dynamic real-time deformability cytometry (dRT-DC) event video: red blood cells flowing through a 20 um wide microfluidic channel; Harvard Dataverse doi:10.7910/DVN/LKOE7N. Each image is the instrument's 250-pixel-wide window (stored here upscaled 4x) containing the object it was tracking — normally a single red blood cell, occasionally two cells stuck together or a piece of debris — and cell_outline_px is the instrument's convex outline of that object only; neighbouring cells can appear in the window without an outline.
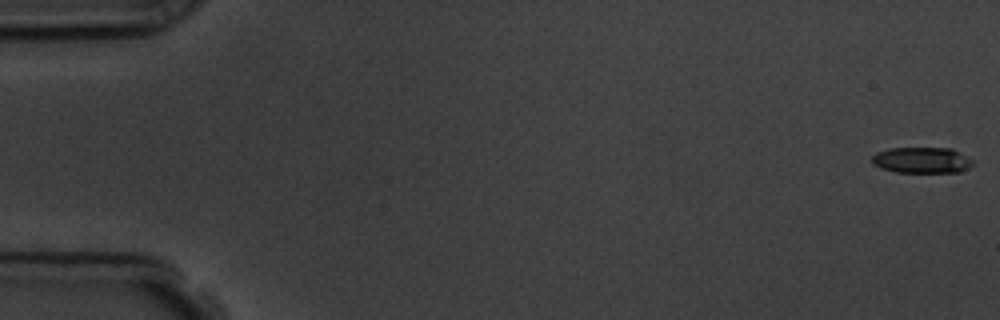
{"species": "common noctule bat (a hibernating species)", "species_latin": "Nyctalus noctula", "temperature_condition": "room temperature", "stored_images_in_passage": 6, "camera_frame_rate_fps": 3000, "um_per_image_px": 0.085, "animal": {"sex": "male", "body_mass_g": 19.5, "forearm_length_mm": 54.6}, "frame": {"image": 1, "passage_image": 1, "time_ms": 0.0, "image_size_px": [1000, 320], "cell_outline_px": [[976, 164], [960, 172], [896, 172], [880, 168], [872, 164], [872, 156], [876, 152], [888, 148], [952, 148], [972, 160]], "centroid_in_image_um": [78.34, 13.61], "position_along_channel_um": 6.7, "area_um2": 15.37}}
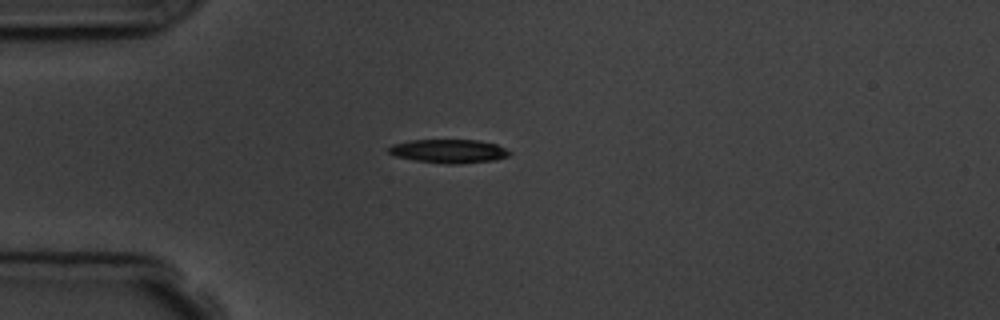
{"frame": {"image": 2, "passage_image": 5, "time_ms": 4.667, "image_size_px": [1000, 320], "cell_outline_px": [[512, 152], [508, 156], [496, 160], [460, 164], [448, 164], [416, 160], [396, 156], [388, 152], [388, 148], [392, 144], [408, 140], [480, 140], [496, 144]], "centroid_in_image_um": [38.16, 12.84], "position_along_channel_um": 46.8, "area_um2": 16.7}}